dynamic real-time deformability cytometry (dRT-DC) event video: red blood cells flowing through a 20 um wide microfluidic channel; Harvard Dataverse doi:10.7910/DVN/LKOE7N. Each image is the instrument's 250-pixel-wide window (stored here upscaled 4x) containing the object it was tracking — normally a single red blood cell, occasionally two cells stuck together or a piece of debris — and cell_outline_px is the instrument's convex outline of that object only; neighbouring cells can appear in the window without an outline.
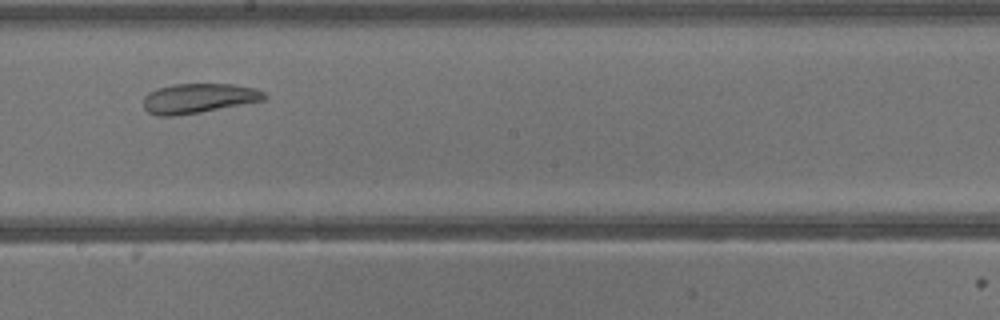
{"species": "common noctule bat (a hibernating species)", "species_latin": "Nyctalus noctula", "temperature_condition": "warm", "stored_images_in_passage": 31, "camera_frame_rate_fps": 3000, "um_per_image_px": 0.085, "animal": {"sex": "male", "body_mass_g": 13.3}, "frame": {"image": 1, "passage_image": 14, "time_ms": 4.333, "image_size_px": [1000, 320], "cell_outline_px": [[268, 96], [264, 100], [200, 112], [172, 116], [156, 116], [148, 112], [144, 108], [144, 96], [148, 92], [156, 88], [172, 84], [232, 84], [252, 88], [264, 92]], "centroid_in_image_um": [16.83, 8.35], "position_along_channel_um": 231.4, "area_um2": 20.87}}